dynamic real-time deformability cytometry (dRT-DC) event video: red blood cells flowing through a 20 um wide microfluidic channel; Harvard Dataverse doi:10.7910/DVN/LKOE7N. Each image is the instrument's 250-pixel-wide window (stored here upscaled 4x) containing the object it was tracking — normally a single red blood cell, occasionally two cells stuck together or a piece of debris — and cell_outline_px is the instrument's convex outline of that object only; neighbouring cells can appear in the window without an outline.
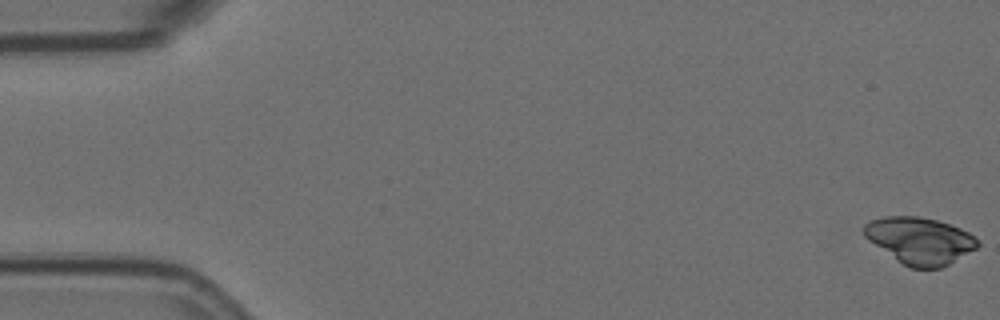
{"species": "Egyptian fruit bat (a non-hibernating species)", "species_latin": "Rousettus aegyptiacus", "temperature_condition": "room temperature", "stored_images_in_passage": 6, "camera_frame_rate_fps": 3000, "um_per_image_px": 0.085, "animal": {"sex": "female"}, "frame": {"image": 1, "passage_image": 1, "time_ms": 0.0, "image_size_px": [1000, 320], "cell_outline_px": [[980, 244], [976, 248], [948, 264], [940, 268], [912, 268], [904, 264], [868, 240], [864, 236], [864, 224], [872, 220], [884, 216], [920, 216], [936, 220], [960, 228], [968, 232]], "centroid_in_image_um": [78.17, 20.43], "position_along_channel_um": 6.8, "area_um2": 30.4}}
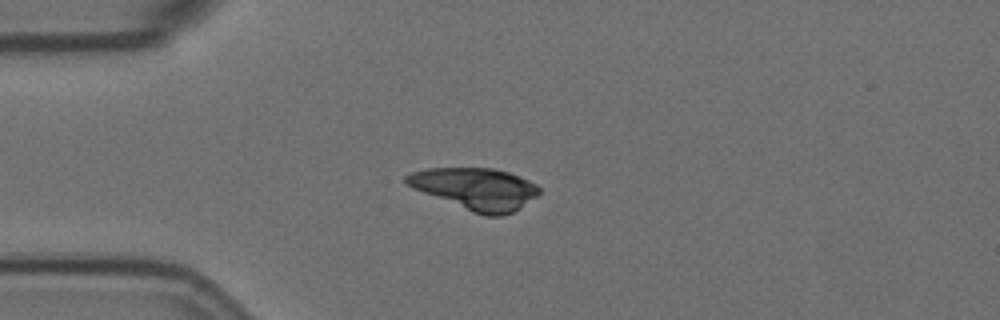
{"frame": {"image": 2, "passage_image": 5, "time_ms": 1.333, "image_size_px": [1000, 320], "cell_outline_px": [[540, 192], [536, 196], [520, 208], [504, 216], [484, 216], [472, 212], [412, 188], [404, 184], [404, 176], [412, 172], [428, 168], [492, 168], [508, 172], [520, 176], [536, 184], [540, 188]], "centroid_in_image_um": [40.41, 16.05], "position_along_channel_um": 44.6, "area_um2": 32.37}}